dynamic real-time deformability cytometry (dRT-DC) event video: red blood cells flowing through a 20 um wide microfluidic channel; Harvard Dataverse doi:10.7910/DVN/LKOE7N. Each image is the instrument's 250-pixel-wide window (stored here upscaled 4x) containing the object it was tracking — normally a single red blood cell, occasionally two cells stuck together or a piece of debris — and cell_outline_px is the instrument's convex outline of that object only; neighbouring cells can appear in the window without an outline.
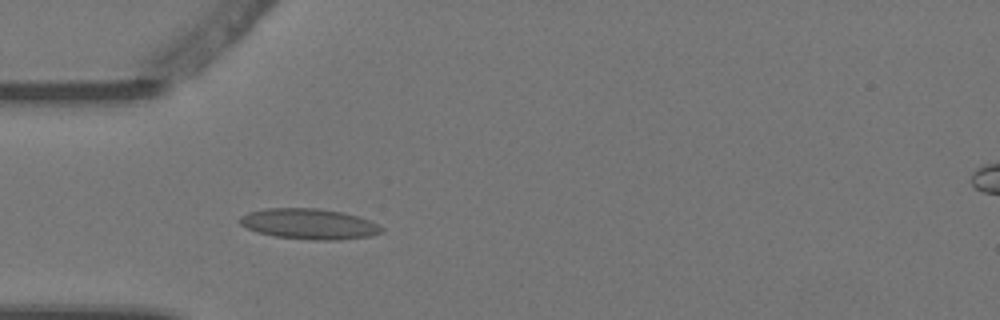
{"species": "Egyptian fruit bat (a non-hibernating species)", "species_latin": "Rousettus aegyptiacus", "temperature_condition": "warm", "stored_images_in_passage": 6, "camera_frame_rate_fps": 3000, "um_per_image_px": 0.085, "animal": {"sex": "female"}, "frame": {"image": 1, "passage_image": 5, "time_ms": 1.333, "image_size_px": [1000, 320], "cell_outline_px": [[384, 232], [372, 236], [340, 240], [312, 240], [276, 236], [256, 232], [240, 224], [240, 216], [248, 212], [264, 208], [316, 208], [344, 212], [368, 220], [384, 228]], "centroid_in_image_um": [26.29, 19.04], "position_along_channel_um": 58.7, "area_um2": 25.32}}